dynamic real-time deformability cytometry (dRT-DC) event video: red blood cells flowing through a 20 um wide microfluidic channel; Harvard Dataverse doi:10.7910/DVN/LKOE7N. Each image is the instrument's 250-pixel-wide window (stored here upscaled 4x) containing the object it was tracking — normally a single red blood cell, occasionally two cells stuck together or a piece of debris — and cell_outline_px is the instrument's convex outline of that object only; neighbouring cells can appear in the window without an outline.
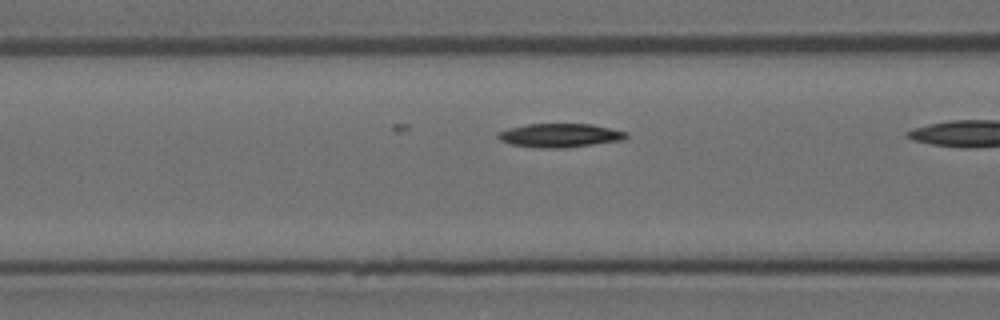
{"species": "Egyptian fruit bat (a non-hibernating species)", "species_latin": "Rousettus aegyptiacus", "temperature_condition": "room temperature", "stored_images_in_passage": 9, "camera_frame_rate_fps": 3000, "um_per_image_px": 0.085, "animal": {"sex": "female"}, "frame": {"image": 1, "passage_image": 3, "time_ms": 0.667, "image_size_px": [1000, 320], "cell_outline_px": [[628, 136], [624, 140], [564, 148], [540, 148], [512, 144], [500, 140], [496, 136], [496, 132], [508, 128], [528, 124], [592, 124], [628, 132]], "centroid_in_image_um": [47.59, 11.5], "position_along_channel_um": 119.0, "area_um2": 17.8}}
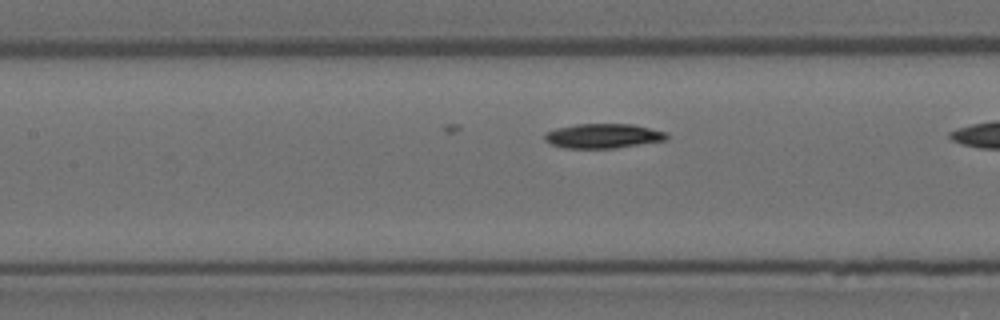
{"frame": {"image": 2, "passage_image": 6, "time_ms": 1.667, "image_size_px": [1000, 320], "cell_outline_px": [[668, 136], [664, 140], [616, 148], [564, 148], [552, 144], [544, 140], [544, 132], [556, 128], [576, 124], [632, 124], [664, 132]], "centroid_in_image_um": [51.19, 11.55], "position_along_channel_um": 156.2, "area_um2": 17.28}}